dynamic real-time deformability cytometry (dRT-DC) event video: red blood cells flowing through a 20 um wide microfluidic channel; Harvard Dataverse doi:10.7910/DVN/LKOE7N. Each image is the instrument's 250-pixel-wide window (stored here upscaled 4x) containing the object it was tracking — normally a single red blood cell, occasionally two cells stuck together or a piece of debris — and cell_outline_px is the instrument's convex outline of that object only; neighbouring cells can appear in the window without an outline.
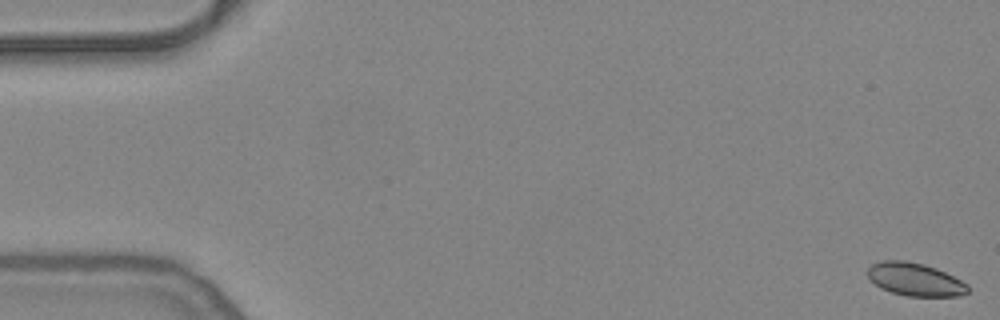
{"species": "common noctule bat (a hibernating species)", "species_latin": "Nyctalus noctula", "temperature_condition": "warm", "stored_images_in_passage": 55, "camera_frame_rate_fps": 3000, "um_per_image_px": 0.085, "animal": {"sex": "female", "body_mass_g": 24.6, "forearm_length_mm": 56.2}, "frame": {"image": 1, "passage_image": 1, "time_ms": 0.0, "image_size_px": [1000, 320], "cell_outline_px": [[968, 292], [960, 296], [908, 296], [892, 292], [880, 288], [868, 280], [868, 268], [872, 264], [880, 260], [904, 260], [924, 264], [936, 268], [968, 284]], "centroid_in_image_um": [77.74, 23.74], "position_along_channel_um": 7.3, "area_um2": 19.31}}
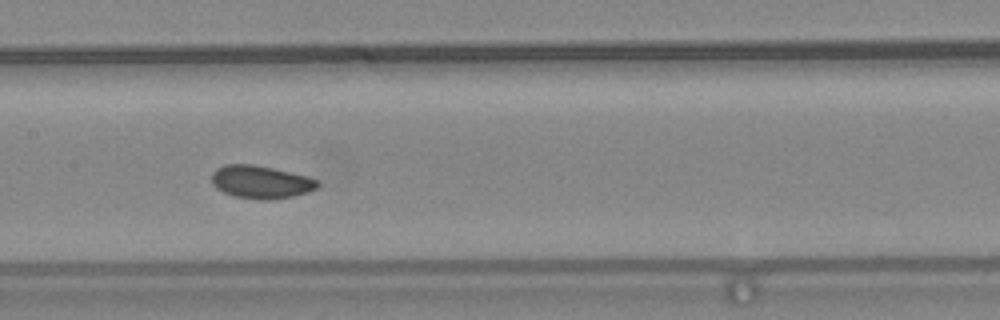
{"frame": {"image": 2, "passage_image": 27, "time_ms": 8.667, "image_size_px": [1000, 320], "cell_outline_px": [[320, 184], [316, 188], [308, 192], [292, 196], [268, 200], [260, 200], [232, 196], [216, 188], [212, 184], [212, 172], [216, 168], [224, 164], [252, 164], [272, 168], [308, 176], [320, 180]], "centroid_in_image_um": [22.16, 15.47], "position_along_channel_um": 185.2, "area_um2": 20.46}}
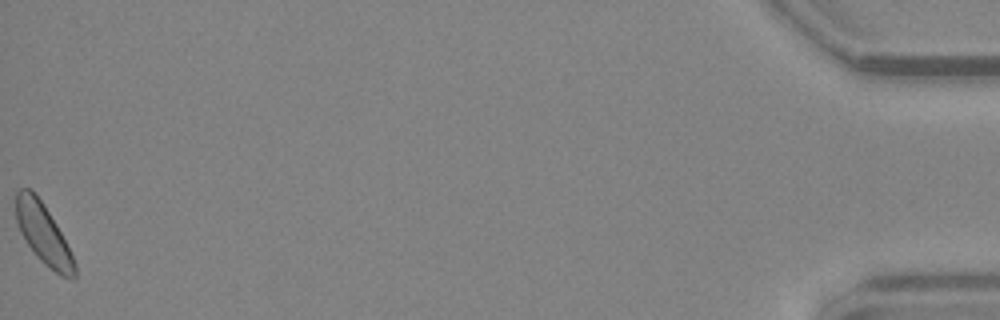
{"frame": {"image": 3, "passage_image": 55, "time_ms": 18.0, "image_size_px": [1000, 320], "cell_outline_px": [[76, 276], [72, 280], [68, 280], [60, 276], [44, 264], [36, 256], [20, 232], [16, 220], [16, 192], [20, 188], [28, 188], [40, 200], [56, 224], [76, 264]], "centroid_in_image_um": [3.69, 19.94], "position_along_channel_um": 431.5, "area_um2": 20.23}, "authors_computed_cell_mechanics": {"area_um2": 20.0566, "velocity_mm_per_s": 3.7724, "shape_relaxation_time_tau1_ms": 3.1608, "shape_relaxation_time_tau2_ms": null, "deformation_change_tau1": 0.0633, "deformation_change_tau2": null}}